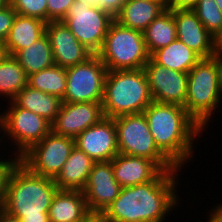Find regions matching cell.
Returning a JSON list of instances; mask_svg holds the SVG:
<instances>
[{
	"label": "cell",
	"mask_w": 222,
	"mask_h": 222,
	"mask_svg": "<svg viewBox=\"0 0 222 222\" xmlns=\"http://www.w3.org/2000/svg\"><path fill=\"white\" fill-rule=\"evenodd\" d=\"M13 0H0V6H8Z\"/></svg>",
	"instance_id": "obj_42"
},
{
	"label": "cell",
	"mask_w": 222,
	"mask_h": 222,
	"mask_svg": "<svg viewBox=\"0 0 222 222\" xmlns=\"http://www.w3.org/2000/svg\"><path fill=\"white\" fill-rule=\"evenodd\" d=\"M173 15L178 40L201 58H211L218 52V40L206 30L191 8H173Z\"/></svg>",
	"instance_id": "obj_16"
},
{
	"label": "cell",
	"mask_w": 222,
	"mask_h": 222,
	"mask_svg": "<svg viewBox=\"0 0 222 222\" xmlns=\"http://www.w3.org/2000/svg\"><path fill=\"white\" fill-rule=\"evenodd\" d=\"M75 146L94 162L111 161L119 154L113 118L103 117L75 138Z\"/></svg>",
	"instance_id": "obj_15"
},
{
	"label": "cell",
	"mask_w": 222,
	"mask_h": 222,
	"mask_svg": "<svg viewBox=\"0 0 222 222\" xmlns=\"http://www.w3.org/2000/svg\"><path fill=\"white\" fill-rule=\"evenodd\" d=\"M143 36L150 56L177 39L173 8H167L154 19L143 31Z\"/></svg>",
	"instance_id": "obj_25"
},
{
	"label": "cell",
	"mask_w": 222,
	"mask_h": 222,
	"mask_svg": "<svg viewBox=\"0 0 222 222\" xmlns=\"http://www.w3.org/2000/svg\"><path fill=\"white\" fill-rule=\"evenodd\" d=\"M180 170H166L153 181L122 187L101 216L107 222H163L180 205L176 189Z\"/></svg>",
	"instance_id": "obj_1"
},
{
	"label": "cell",
	"mask_w": 222,
	"mask_h": 222,
	"mask_svg": "<svg viewBox=\"0 0 222 222\" xmlns=\"http://www.w3.org/2000/svg\"><path fill=\"white\" fill-rule=\"evenodd\" d=\"M11 157L12 156L10 155V159H0V208L5 197L9 175L15 165L20 161V158L18 156H15V158Z\"/></svg>",
	"instance_id": "obj_32"
},
{
	"label": "cell",
	"mask_w": 222,
	"mask_h": 222,
	"mask_svg": "<svg viewBox=\"0 0 222 222\" xmlns=\"http://www.w3.org/2000/svg\"><path fill=\"white\" fill-rule=\"evenodd\" d=\"M153 101L184 107L188 73L165 68L151 57L143 67Z\"/></svg>",
	"instance_id": "obj_12"
},
{
	"label": "cell",
	"mask_w": 222,
	"mask_h": 222,
	"mask_svg": "<svg viewBox=\"0 0 222 222\" xmlns=\"http://www.w3.org/2000/svg\"><path fill=\"white\" fill-rule=\"evenodd\" d=\"M218 51L222 52V36L218 40Z\"/></svg>",
	"instance_id": "obj_43"
},
{
	"label": "cell",
	"mask_w": 222,
	"mask_h": 222,
	"mask_svg": "<svg viewBox=\"0 0 222 222\" xmlns=\"http://www.w3.org/2000/svg\"><path fill=\"white\" fill-rule=\"evenodd\" d=\"M191 9L206 30L217 40L222 36V12L215 0H198Z\"/></svg>",
	"instance_id": "obj_29"
},
{
	"label": "cell",
	"mask_w": 222,
	"mask_h": 222,
	"mask_svg": "<svg viewBox=\"0 0 222 222\" xmlns=\"http://www.w3.org/2000/svg\"><path fill=\"white\" fill-rule=\"evenodd\" d=\"M75 139L52 131L20 157V162L36 175L55 179L69 158Z\"/></svg>",
	"instance_id": "obj_11"
},
{
	"label": "cell",
	"mask_w": 222,
	"mask_h": 222,
	"mask_svg": "<svg viewBox=\"0 0 222 222\" xmlns=\"http://www.w3.org/2000/svg\"><path fill=\"white\" fill-rule=\"evenodd\" d=\"M121 188L114 177L112 162H95L82 191L89 211L101 215L119 196Z\"/></svg>",
	"instance_id": "obj_13"
},
{
	"label": "cell",
	"mask_w": 222,
	"mask_h": 222,
	"mask_svg": "<svg viewBox=\"0 0 222 222\" xmlns=\"http://www.w3.org/2000/svg\"><path fill=\"white\" fill-rule=\"evenodd\" d=\"M10 5L16 14L36 17L47 23V0H13Z\"/></svg>",
	"instance_id": "obj_30"
},
{
	"label": "cell",
	"mask_w": 222,
	"mask_h": 222,
	"mask_svg": "<svg viewBox=\"0 0 222 222\" xmlns=\"http://www.w3.org/2000/svg\"><path fill=\"white\" fill-rule=\"evenodd\" d=\"M215 207V208H214ZM213 210H209V218L207 222H222V203L220 202L218 206H214Z\"/></svg>",
	"instance_id": "obj_37"
},
{
	"label": "cell",
	"mask_w": 222,
	"mask_h": 222,
	"mask_svg": "<svg viewBox=\"0 0 222 222\" xmlns=\"http://www.w3.org/2000/svg\"><path fill=\"white\" fill-rule=\"evenodd\" d=\"M146 74L137 70H108L102 110L104 117L143 113L152 103Z\"/></svg>",
	"instance_id": "obj_4"
},
{
	"label": "cell",
	"mask_w": 222,
	"mask_h": 222,
	"mask_svg": "<svg viewBox=\"0 0 222 222\" xmlns=\"http://www.w3.org/2000/svg\"><path fill=\"white\" fill-rule=\"evenodd\" d=\"M97 55L107 70L142 69L150 58L143 32L122 26L115 19Z\"/></svg>",
	"instance_id": "obj_6"
},
{
	"label": "cell",
	"mask_w": 222,
	"mask_h": 222,
	"mask_svg": "<svg viewBox=\"0 0 222 222\" xmlns=\"http://www.w3.org/2000/svg\"><path fill=\"white\" fill-rule=\"evenodd\" d=\"M143 113L157 147L178 168L187 167L204 129L180 105L152 101Z\"/></svg>",
	"instance_id": "obj_2"
},
{
	"label": "cell",
	"mask_w": 222,
	"mask_h": 222,
	"mask_svg": "<svg viewBox=\"0 0 222 222\" xmlns=\"http://www.w3.org/2000/svg\"><path fill=\"white\" fill-rule=\"evenodd\" d=\"M111 162L114 177L121 187L153 181L164 171L155 161L145 157L119 153Z\"/></svg>",
	"instance_id": "obj_18"
},
{
	"label": "cell",
	"mask_w": 222,
	"mask_h": 222,
	"mask_svg": "<svg viewBox=\"0 0 222 222\" xmlns=\"http://www.w3.org/2000/svg\"><path fill=\"white\" fill-rule=\"evenodd\" d=\"M58 190L54 179L34 174L19 161L9 175L1 208L21 222H50L48 211Z\"/></svg>",
	"instance_id": "obj_3"
},
{
	"label": "cell",
	"mask_w": 222,
	"mask_h": 222,
	"mask_svg": "<svg viewBox=\"0 0 222 222\" xmlns=\"http://www.w3.org/2000/svg\"><path fill=\"white\" fill-rule=\"evenodd\" d=\"M215 3L217 4V7L220 9L222 12V0H215Z\"/></svg>",
	"instance_id": "obj_44"
},
{
	"label": "cell",
	"mask_w": 222,
	"mask_h": 222,
	"mask_svg": "<svg viewBox=\"0 0 222 222\" xmlns=\"http://www.w3.org/2000/svg\"><path fill=\"white\" fill-rule=\"evenodd\" d=\"M75 0H47V22L62 21Z\"/></svg>",
	"instance_id": "obj_31"
},
{
	"label": "cell",
	"mask_w": 222,
	"mask_h": 222,
	"mask_svg": "<svg viewBox=\"0 0 222 222\" xmlns=\"http://www.w3.org/2000/svg\"><path fill=\"white\" fill-rule=\"evenodd\" d=\"M150 57L165 68L184 73H188L202 59L178 39L168 46L158 49Z\"/></svg>",
	"instance_id": "obj_24"
},
{
	"label": "cell",
	"mask_w": 222,
	"mask_h": 222,
	"mask_svg": "<svg viewBox=\"0 0 222 222\" xmlns=\"http://www.w3.org/2000/svg\"><path fill=\"white\" fill-rule=\"evenodd\" d=\"M127 1L128 0H97L96 7L115 19Z\"/></svg>",
	"instance_id": "obj_34"
},
{
	"label": "cell",
	"mask_w": 222,
	"mask_h": 222,
	"mask_svg": "<svg viewBox=\"0 0 222 222\" xmlns=\"http://www.w3.org/2000/svg\"><path fill=\"white\" fill-rule=\"evenodd\" d=\"M14 57L27 76L54 65L52 48L46 34L28 47L19 50Z\"/></svg>",
	"instance_id": "obj_26"
},
{
	"label": "cell",
	"mask_w": 222,
	"mask_h": 222,
	"mask_svg": "<svg viewBox=\"0 0 222 222\" xmlns=\"http://www.w3.org/2000/svg\"><path fill=\"white\" fill-rule=\"evenodd\" d=\"M8 55L6 45L0 41V62H2Z\"/></svg>",
	"instance_id": "obj_39"
},
{
	"label": "cell",
	"mask_w": 222,
	"mask_h": 222,
	"mask_svg": "<svg viewBox=\"0 0 222 222\" xmlns=\"http://www.w3.org/2000/svg\"><path fill=\"white\" fill-rule=\"evenodd\" d=\"M107 68L97 54L83 63L66 68V91L63 102H102Z\"/></svg>",
	"instance_id": "obj_9"
},
{
	"label": "cell",
	"mask_w": 222,
	"mask_h": 222,
	"mask_svg": "<svg viewBox=\"0 0 222 222\" xmlns=\"http://www.w3.org/2000/svg\"><path fill=\"white\" fill-rule=\"evenodd\" d=\"M102 102H63L51 131L57 135L75 139L82 131L98 123L102 118Z\"/></svg>",
	"instance_id": "obj_14"
},
{
	"label": "cell",
	"mask_w": 222,
	"mask_h": 222,
	"mask_svg": "<svg viewBox=\"0 0 222 222\" xmlns=\"http://www.w3.org/2000/svg\"><path fill=\"white\" fill-rule=\"evenodd\" d=\"M120 154L145 157L155 161L164 171L178 167L157 147L144 113L114 118Z\"/></svg>",
	"instance_id": "obj_7"
},
{
	"label": "cell",
	"mask_w": 222,
	"mask_h": 222,
	"mask_svg": "<svg viewBox=\"0 0 222 222\" xmlns=\"http://www.w3.org/2000/svg\"><path fill=\"white\" fill-rule=\"evenodd\" d=\"M8 105L4 112H0V135L4 132L8 140L12 139L11 144L16 146L12 155L20 158L51 132V123L42 116L19 107L13 100Z\"/></svg>",
	"instance_id": "obj_8"
},
{
	"label": "cell",
	"mask_w": 222,
	"mask_h": 222,
	"mask_svg": "<svg viewBox=\"0 0 222 222\" xmlns=\"http://www.w3.org/2000/svg\"><path fill=\"white\" fill-rule=\"evenodd\" d=\"M75 2H84V3H87L91 6H96L97 4V0H75Z\"/></svg>",
	"instance_id": "obj_41"
},
{
	"label": "cell",
	"mask_w": 222,
	"mask_h": 222,
	"mask_svg": "<svg viewBox=\"0 0 222 222\" xmlns=\"http://www.w3.org/2000/svg\"><path fill=\"white\" fill-rule=\"evenodd\" d=\"M0 222H21V220L8 214L5 210L0 208Z\"/></svg>",
	"instance_id": "obj_38"
},
{
	"label": "cell",
	"mask_w": 222,
	"mask_h": 222,
	"mask_svg": "<svg viewBox=\"0 0 222 222\" xmlns=\"http://www.w3.org/2000/svg\"><path fill=\"white\" fill-rule=\"evenodd\" d=\"M92 215L79 190H58L48 211L50 222H86Z\"/></svg>",
	"instance_id": "obj_19"
},
{
	"label": "cell",
	"mask_w": 222,
	"mask_h": 222,
	"mask_svg": "<svg viewBox=\"0 0 222 222\" xmlns=\"http://www.w3.org/2000/svg\"><path fill=\"white\" fill-rule=\"evenodd\" d=\"M28 85V76L12 55L0 62V97L12 101Z\"/></svg>",
	"instance_id": "obj_27"
},
{
	"label": "cell",
	"mask_w": 222,
	"mask_h": 222,
	"mask_svg": "<svg viewBox=\"0 0 222 222\" xmlns=\"http://www.w3.org/2000/svg\"><path fill=\"white\" fill-rule=\"evenodd\" d=\"M94 163L85 152L74 146L60 173L54 179L58 189L83 191Z\"/></svg>",
	"instance_id": "obj_21"
},
{
	"label": "cell",
	"mask_w": 222,
	"mask_h": 222,
	"mask_svg": "<svg viewBox=\"0 0 222 222\" xmlns=\"http://www.w3.org/2000/svg\"><path fill=\"white\" fill-rule=\"evenodd\" d=\"M16 16V11L11 5L0 6V41L4 42Z\"/></svg>",
	"instance_id": "obj_33"
},
{
	"label": "cell",
	"mask_w": 222,
	"mask_h": 222,
	"mask_svg": "<svg viewBox=\"0 0 222 222\" xmlns=\"http://www.w3.org/2000/svg\"><path fill=\"white\" fill-rule=\"evenodd\" d=\"M167 8V0H128L115 20L143 32Z\"/></svg>",
	"instance_id": "obj_20"
},
{
	"label": "cell",
	"mask_w": 222,
	"mask_h": 222,
	"mask_svg": "<svg viewBox=\"0 0 222 222\" xmlns=\"http://www.w3.org/2000/svg\"><path fill=\"white\" fill-rule=\"evenodd\" d=\"M212 58L217 63V74H218V85H219V93L222 97V52H217Z\"/></svg>",
	"instance_id": "obj_36"
},
{
	"label": "cell",
	"mask_w": 222,
	"mask_h": 222,
	"mask_svg": "<svg viewBox=\"0 0 222 222\" xmlns=\"http://www.w3.org/2000/svg\"><path fill=\"white\" fill-rule=\"evenodd\" d=\"M45 34L52 48L55 65L69 68L83 63L93 55L76 39L63 21L47 22Z\"/></svg>",
	"instance_id": "obj_17"
},
{
	"label": "cell",
	"mask_w": 222,
	"mask_h": 222,
	"mask_svg": "<svg viewBox=\"0 0 222 222\" xmlns=\"http://www.w3.org/2000/svg\"><path fill=\"white\" fill-rule=\"evenodd\" d=\"M113 20L111 15L96 6L74 2L62 21L81 44L97 54Z\"/></svg>",
	"instance_id": "obj_10"
},
{
	"label": "cell",
	"mask_w": 222,
	"mask_h": 222,
	"mask_svg": "<svg viewBox=\"0 0 222 222\" xmlns=\"http://www.w3.org/2000/svg\"><path fill=\"white\" fill-rule=\"evenodd\" d=\"M86 222H107L101 215H92Z\"/></svg>",
	"instance_id": "obj_40"
},
{
	"label": "cell",
	"mask_w": 222,
	"mask_h": 222,
	"mask_svg": "<svg viewBox=\"0 0 222 222\" xmlns=\"http://www.w3.org/2000/svg\"><path fill=\"white\" fill-rule=\"evenodd\" d=\"M21 108L30 110L52 123L62 106V99L27 85L13 99Z\"/></svg>",
	"instance_id": "obj_23"
},
{
	"label": "cell",
	"mask_w": 222,
	"mask_h": 222,
	"mask_svg": "<svg viewBox=\"0 0 222 222\" xmlns=\"http://www.w3.org/2000/svg\"><path fill=\"white\" fill-rule=\"evenodd\" d=\"M198 0H168V8H191Z\"/></svg>",
	"instance_id": "obj_35"
},
{
	"label": "cell",
	"mask_w": 222,
	"mask_h": 222,
	"mask_svg": "<svg viewBox=\"0 0 222 222\" xmlns=\"http://www.w3.org/2000/svg\"><path fill=\"white\" fill-rule=\"evenodd\" d=\"M46 30V22L36 17L16 14L13 25L4 41L9 55L28 47L40 39Z\"/></svg>",
	"instance_id": "obj_22"
},
{
	"label": "cell",
	"mask_w": 222,
	"mask_h": 222,
	"mask_svg": "<svg viewBox=\"0 0 222 222\" xmlns=\"http://www.w3.org/2000/svg\"><path fill=\"white\" fill-rule=\"evenodd\" d=\"M221 99L217 63L212 57L202 58L188 72L184 108L203 129H206L212 114L220 107Z\"/></svg>",
	"instance_id": "obj_5"
},
{
	"label": "cell",
	"mask_w": 222,
	"mask_h": 222,
	"mask_svg": "<svg viewBox=\"0 0 222 222\" xmlns=\"http://www.w3.org/2000/svg\"><path fill=\"white\" fill-rule=\"evenodd\" d=\"M66 68L58 65L45 68L28 76V85L47 94L64 98L66 91Z\"/></svg>",
	"instance_id": "obj_28"
}]
</instances>
